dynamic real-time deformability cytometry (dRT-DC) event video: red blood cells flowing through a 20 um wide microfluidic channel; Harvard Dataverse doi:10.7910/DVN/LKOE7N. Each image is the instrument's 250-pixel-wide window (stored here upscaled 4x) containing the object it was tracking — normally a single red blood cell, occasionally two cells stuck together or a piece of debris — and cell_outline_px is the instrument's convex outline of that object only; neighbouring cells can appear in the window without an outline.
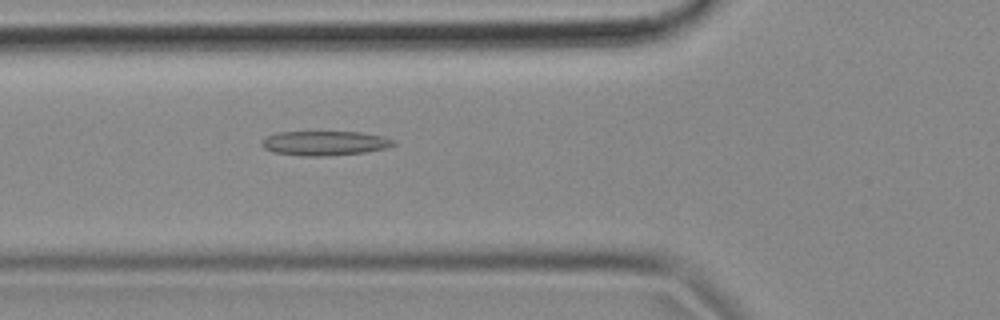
{"species": "common noctule bat (a hibernating species)", "species_latin": "Nyctalus noctula", "temperature_condition": "cold", "stored_images_in_passage": 53, "camera_frame_rate_fps": 3000, "um_per_image_px": 0.085, "animal": {"sex": "female", "body_mass_g": 18.4}, "frame": {"image": 1, "passage_image": 18, "time_ms": 5.667, "image_size_px": [1000, 320], "cell_outline_px": [[396, 144], [388, 148], [364, 152], [324, 156], [300, 156], [272, 152], [264, 148], [260, 144], [260, 140], [276, 132], [360, 132], [380, 136], [396, 140]], "centroid_in_image_um": [27.57, 12.17], "position_along_channel_um": 98.2, "area_um2": 18.9}}
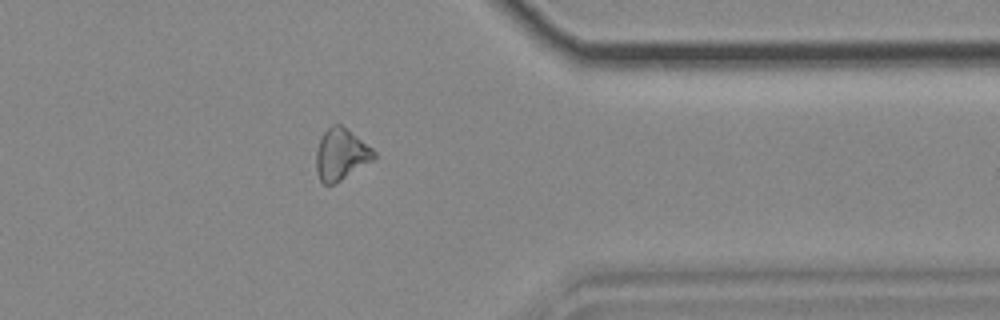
{"frame": {"image": 2, "passage_image": 42, "time_ms": 13.667, "image_size_px": [1000, 320], "cell_outline_px": [[376, 160], [340, 180], [332, 184], [324, 184], [320, 180], [316, 168], [316, 148], [324, 132], [332, 124], [340, 124], [372, 148], [376, 152]], "centroid_in_image_um": [29.0, 13.13], "position_along_channel_um": 382.4, "area_um2": 17.22}}
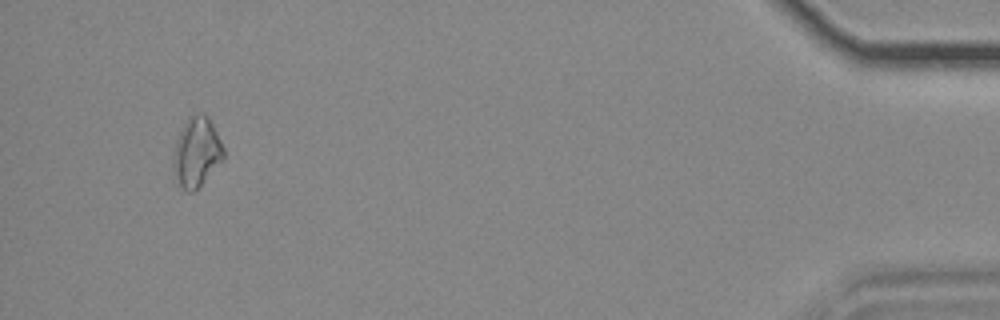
{"frame": {"image": 3, "passage_image": 50, "time_ms": 16.333, "image_size_px": [1000, 320], "cell_outline_px": [[224, 160], [192, 192], [188, 192], [180, 184], [172, 168], [172, 156], [176, 140], [188, 116], [200, 112], [204, 112], [208, 116], [224, 148]], "centroid_in_image_um": [16.71, 12.89], "position_along_channel_um": 418.5, "area_um2": 20.23}}